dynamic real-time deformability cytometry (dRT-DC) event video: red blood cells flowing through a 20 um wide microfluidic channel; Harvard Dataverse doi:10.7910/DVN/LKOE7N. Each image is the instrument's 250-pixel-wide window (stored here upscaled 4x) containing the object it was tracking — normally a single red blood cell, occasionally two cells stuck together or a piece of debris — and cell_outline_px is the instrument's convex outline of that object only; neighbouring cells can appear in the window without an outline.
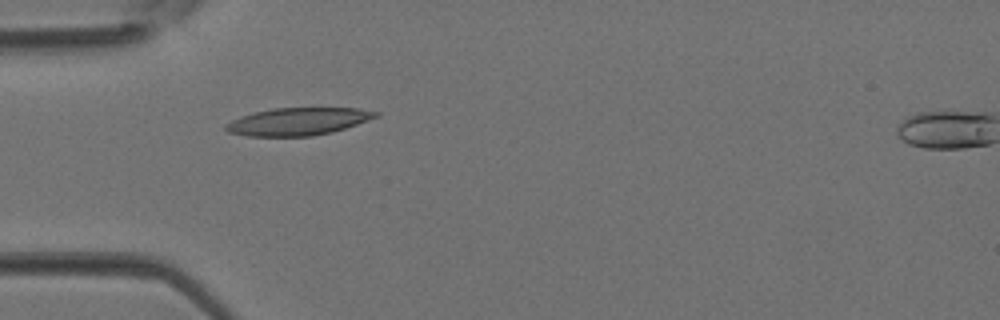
{"species": "Egyptian fruit bat (a non-hibernating species)", "species_latin": "Rousettus aegyptiacus", "temperature_condition": "room temperature", "stored_images_in_passage": 4, "camera_frame_rate_fps": 3000, "um_per_image_px": 0.085, "animal": {"sex": "female"}, "frame": {"image": 1, "passage_image": 3, "time_ms": 0.667, "image_size_px": [1000, 320], "cell_outline_px": [[380, 116], [332, 132], [312, 136], [248, 136], [228, 132], [224, 128], [224, 124], [240, 116], [252, 112], [272, 108], [360, 108], [380, 112]], "centroid_in_image_um": [25.31, 10.32], "position_along_channel_um": 59.7, "area_um2": 24.16}}
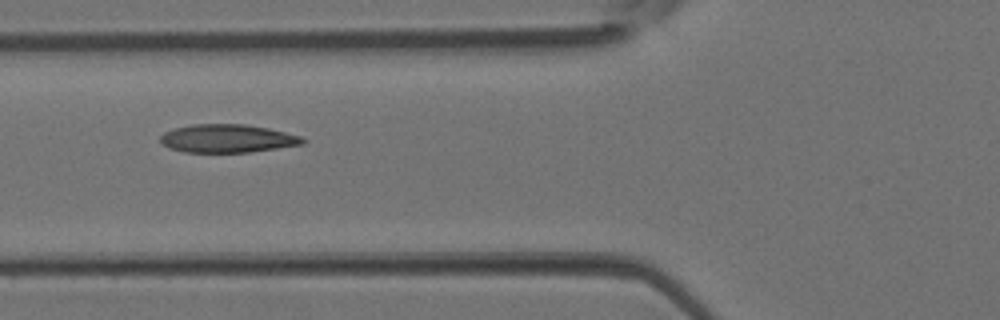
{"frame": {"image": 2, "passage_image": 4, "time_ms": 1.0, "image_size_px": [1000, 320], "cell_outline_px": [[308, 140], [304, 144], [248, 152], [184, 152], [168, 148], [160, 140], [160, 136], [164, 132], [176, 128], [192, 124], [244, 124], [268, 128], [300, 136]], "centroid_in_image_um": [19.33, 11.77], "position_along_channel_um": 106.5, "area_um2": 23.29}}